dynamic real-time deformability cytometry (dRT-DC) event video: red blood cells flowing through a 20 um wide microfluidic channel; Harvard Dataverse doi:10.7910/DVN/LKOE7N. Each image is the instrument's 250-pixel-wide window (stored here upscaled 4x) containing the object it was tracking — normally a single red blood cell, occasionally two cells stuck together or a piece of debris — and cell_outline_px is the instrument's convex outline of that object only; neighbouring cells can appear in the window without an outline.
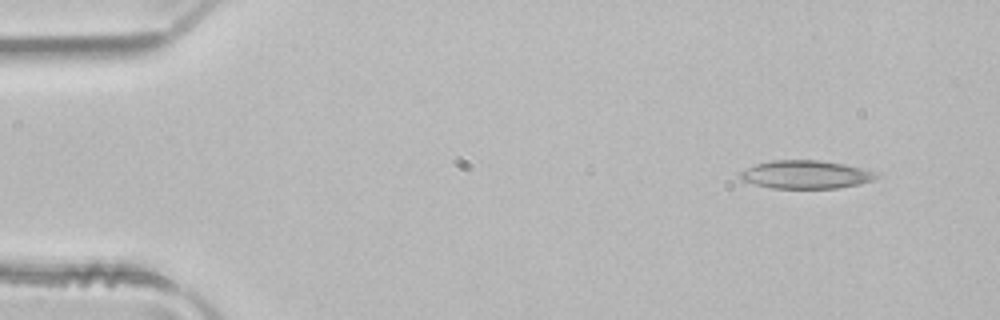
{"species": "common noctule bat (a hibernating species)", "species_latin": "Nyctalus noctula", "temperature_condition": "room temperature", "stored_images_in_passage": 3, "camera_frame_rate_fps": 3000, "um_per_image_px": 0.085, "animal": {"sex": "male", "body_mass_g": 21.5, "forearm_length_mm": 52.0}, "frame": {"image": 1, "passage_image": 1, "time_ms": 0.0, "image_size_px": [1000, 320], "cell_outline_px": [[880, 176], [876, 180], [860, 184], [836, 188], [772, 188], [740, 180], [740, 172], [756, 164], [772, 160], [820, 160], [844, 164], [876, 172]], "centroid_in_image_um": [68.53, 14.84], "position_along_channel_um": 16.5, "area_um2": 22.31}}
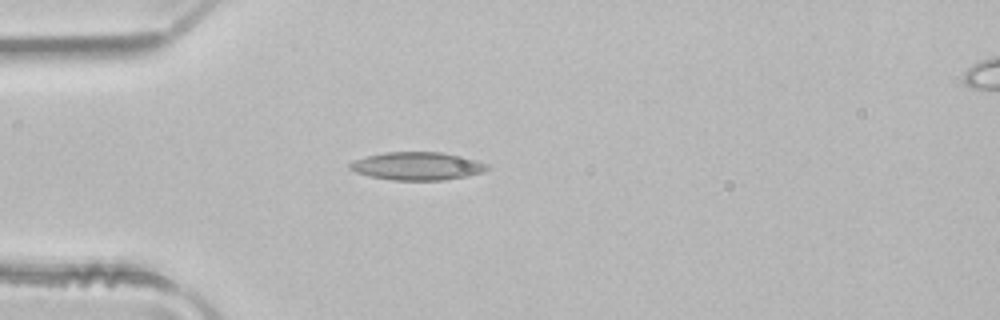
{"frame": {"image": 2, "passage_image": 3, "time_ms": 0.667, "image_size_px": [1000, 320], "cell_outline_px": [[492, 168], [484, 172], [468, 176], [444, 180], [392, 180], [372, 176], [356, 172], [348, 168], [348, 164], [352, 160], [384, 152], [440, 152], [476, 160], [488, 164]], "centroid_in_image_um": [35.48, 14.12], "position_along_channel_um": 49.5, "area_um2": 22.43}}